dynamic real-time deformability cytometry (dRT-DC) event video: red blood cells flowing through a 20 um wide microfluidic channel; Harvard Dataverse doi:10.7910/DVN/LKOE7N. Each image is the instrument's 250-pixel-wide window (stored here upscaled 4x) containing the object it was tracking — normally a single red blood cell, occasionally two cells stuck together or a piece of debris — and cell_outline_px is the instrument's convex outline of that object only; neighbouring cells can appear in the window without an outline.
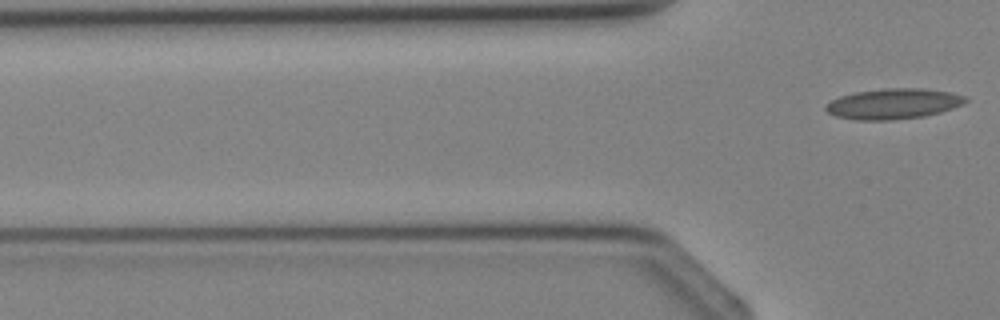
{"species": "Egyptian fruit bat (a non-hibernating species)", "species_latin": "Rousettus aegyptiacus", "temperature_condition": "cold", "stored_images_in_passage": 4, "segment_of_instrument_passage": [2, 2], "camera_frame_rate_fps": 3000, "um_per_image_px": 0.085, "animal": {"sex": "female"}, "frame": {"image": 1, "passage_image": 4, "time_ms": 3.667, "image_size_px": [1000, 320], "cell_outline_px": [[968, 100], [964, 104], [940, 112], [924, 116], [892, 120], [856, 120], [836, 116], [828, 112], [824, 108], [824, 104], [840, 96], [856, 92], [884, 88], [924, 88], [948, 92], [968, 96]], "centroid_in_image_um": [75.94, 8.82], "position_along_channel_um": 49.9, "area_um2": 24.91}}